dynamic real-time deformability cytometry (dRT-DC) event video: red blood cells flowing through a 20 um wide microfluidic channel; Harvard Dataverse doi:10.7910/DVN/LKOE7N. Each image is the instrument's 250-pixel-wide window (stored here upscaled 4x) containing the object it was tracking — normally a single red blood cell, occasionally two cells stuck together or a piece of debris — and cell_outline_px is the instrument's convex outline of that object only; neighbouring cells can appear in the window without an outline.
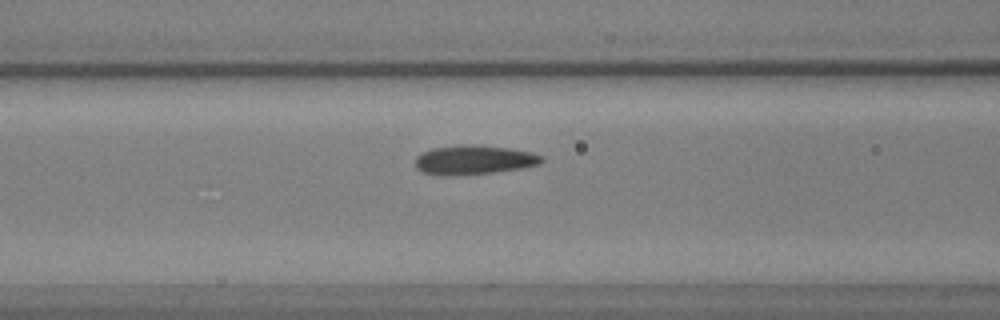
{"species": "common noctule bat (a hibernating species)", "species_latin": "Nyctalus noctula", "temperature_condition": "warm", "stored_images_in_passage": 39, "camera_frame_rate_fps": 3000, "um_per_image_px": 0.085, "animal": {"sex": "male", "body_mass_g": 17.9, "forearm_length_mm": 54.2}, "frame": {"image": 1, "passage_image": 9, "time_ms": 2.667, "image_size_px": [1000, 320], "cell_outline_px": [[544, 160], [540, 164], [520, 168], [492, 172], [452, 176], [440, 176], [420, 172], [416, 168], [416, 156], [432, 148], [460, 144], [464, 144], [508, 148], [532, 152], [544, 156]], "centroid_in_image_um": [40.26, 13.6], "position_along_channel_um": 126.3, "area_um2": 21.62}}
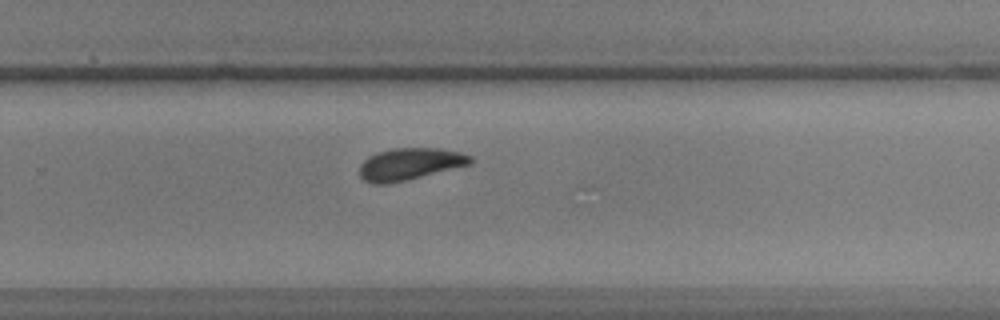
{"frame": {"image": 2, "passage_image": 22, "time_ms": 7.0, "image_size_px": [1000, 320], "cell_outline_px": [[472, 164], [388, 184], [372, 184], [364, 180], [360, 176], [360, 164], [368, 156], [376, 152], [392, 148], [436, 148], [460, 152], [472, 156]], "centroid_in_image_um": [34.81, 13.93], "position_along_channel_um": 295.0, "area_um2": 20.63}}
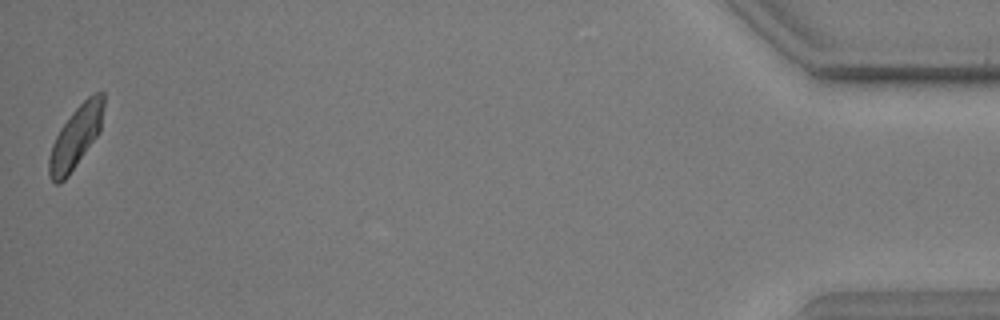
{"frame": {"image": 3, "passage_image": 39, "time_ms": 12.667, "image_size_px": [1000, 320], "cell_outline_px": [[104, 108], [100, 132], [68, 176], [60, 184], [56, 184], [48, 176], [48, 156], [52, 144], [60, 128], [72, 112], [88, 96], [96, 92], [104, 92]], "centroid_in_image_um": [6.43, 11.66], "position_along_channel_um": 428.8, "area_um2": 19.83}, "authors_computed_cell_mechanics": {"area_um2": 20.5768, "velocity_mm_per_s": 3.9016, "shape_relaxation_time_tau1_ms": 3.133, "shape_relaxation_time_tau2_ms": 0.726, "deformation_change_tau1": 0.1211, "deformation_change_tau2": 0.0592}}